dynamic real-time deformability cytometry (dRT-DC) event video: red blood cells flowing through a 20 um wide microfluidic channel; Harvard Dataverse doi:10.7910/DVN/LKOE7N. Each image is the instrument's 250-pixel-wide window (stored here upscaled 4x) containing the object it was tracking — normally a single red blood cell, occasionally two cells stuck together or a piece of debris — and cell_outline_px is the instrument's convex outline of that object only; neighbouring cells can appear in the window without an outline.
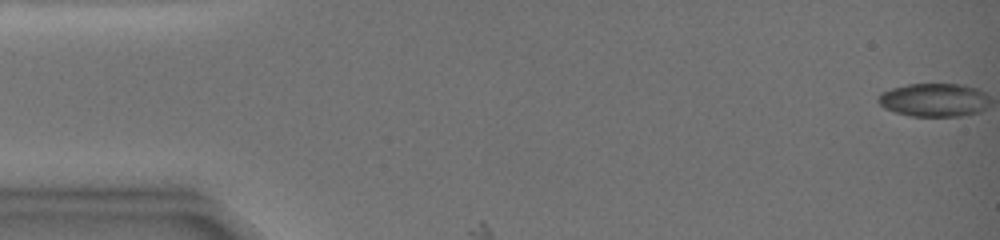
{"species": "common noctule bat (a hibernating species)", "species_latin": "Nyctalus noctula", "temperature_condition": "warm", "stored_images_in_passage": 12, "camera_frame_rate_fps": 3000, "um_per_image_px": 0.085, "animal": {"sex": "female", "body_mass_g": 19.0, "forearm_length_mm": 51.5}, "frame": {"image": 1, "passage_image": 1, "time_ms": 0.0, "image_size_px": [1000, 240], "cell_outline_px": [[972, 92], [968, 112], [948, 116], [916, 116], [900, 112], [888, 108], [880, 104], [880, 96], [884, 92], [896, 88], [912, 84], [952, 84], [972, 88]], "centroid_in_image_um": [78.92, 8.47], "position_along_channel_um": 6.1, "area_um2": 17.92}}